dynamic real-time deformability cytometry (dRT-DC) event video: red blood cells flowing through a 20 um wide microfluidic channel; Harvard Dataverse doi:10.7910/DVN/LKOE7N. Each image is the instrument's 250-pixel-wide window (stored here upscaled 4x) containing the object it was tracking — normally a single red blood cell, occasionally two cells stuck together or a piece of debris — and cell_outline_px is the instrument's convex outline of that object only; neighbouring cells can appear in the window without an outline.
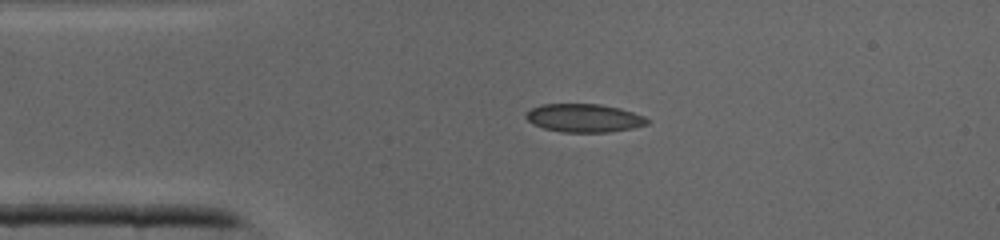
{"species": "common noctule bat (a hibernating species)", "species_latin": "Nyctalus noctula", "temperature_condition": "cold", "stored_images_in_passage": 33, "camera_frame_rate_fps": 3000, "um_per_image_px": 0.085, "animal": {"sex": "male", "body_mass_g": 19.0, "forearm_length_mm": 50.8}, "frame": {"image": 1, "passage_image": 1, "time_ms": 0.0, "image_size_px": [1000, 240], "cell_outline_px": [[648, 124], [632, 128], [608, 132], [564, 132], [544, 128], [532, 124], [524, 116], [532, 108], [540, 104], [600, 104], [620, 108], [644, 116], [648, 120]], "centroid_in_image_um": [49.64, 10.03], "position_along_channel_um": 35.4, "area_um2": 19.88}}
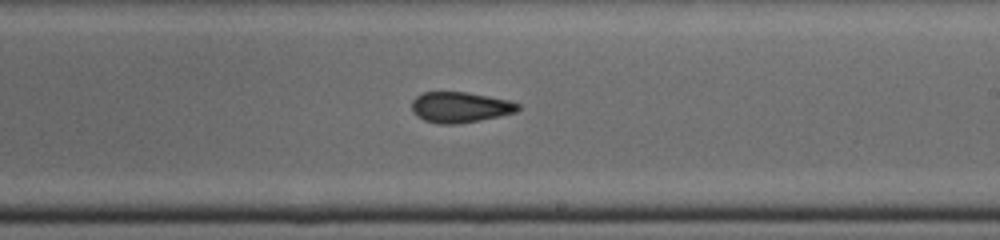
{"frame": {"image": 2, "passage_image": 16, "time_ms": 5.0, "image_size_px": [1000, 240], "cell_outline_px": [[520, 108], [516, 112], [500, 116], [480, 120], [456, 124], [440, 124], [424, 120], [416, 116], [412, 112], [412, 100], [416, 96], [424, 92], [468, 92], [508, 100], [520, 104]], "centroid_in_image_um": [39.1, 9.11], "position_along_channel_um": 249.9, "area_um2": 19.02}}
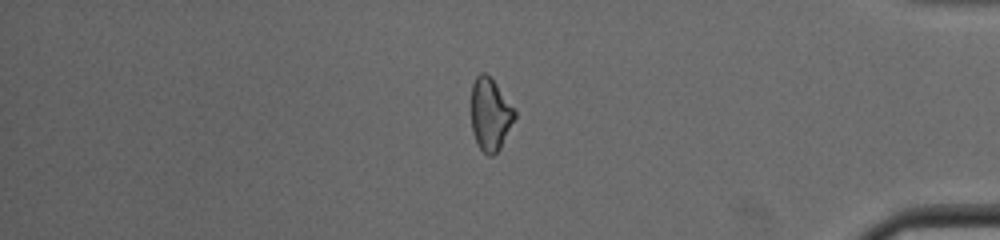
{"frame": {"image": 3, "passage_image": 27, "time_ms": 8.667, "image_size_px": [1000, 240], "cell_outline_px": [[516, 116], [500, 148], [492, 156], [488, 156], [480, 148], [472, 132], [472, 84], [476, 76], [480, 72], [484, 72], [496, 84], [516, 112]], "centroid_in_image_um": [41.66, 9.73], "position_along_channel_um": 393.5, "area_um2": 17.98}}